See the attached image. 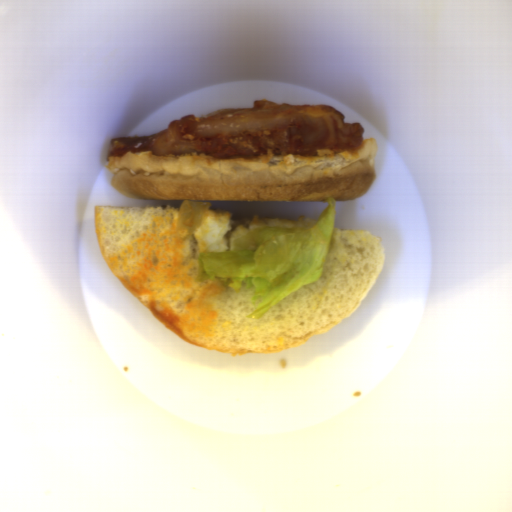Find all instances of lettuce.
<instances>
[{
    "label": "lettuce",
    "instance_id": "1",
    "mask_svg": "<svg viewBox=\"0 0 512 512\" xmlns=\"http://www.w3.org/2000/svg\"><path fill=\"white\" fill-rule=\"evenodd\" d=\"M326 201L313 226L256 227L238 237L231 251L199 254V283L218 279L231 289L252 288L255 302L249 315L259 318L306 284L318 281L335 230L336 200Z\"/></svg>",
    "mask_w": 512,
    "mask_h": 512
},
{
    "label": "lettuce",
    "instance_id": "2",
    "mask_svg": "<svg viewBox=\"0 0 512 512\" xmlns=\"http://www.w3.org/2000/svg\"><path fill=\"white\" fill-rule=\"evenodd\" d=\"M210 204L206 200H184L175 213L174 224L179 233L191 234L208 217Z\"/></svg>",
    "mask_w": 512,
    "mask_h": 512
}]
</instances>
